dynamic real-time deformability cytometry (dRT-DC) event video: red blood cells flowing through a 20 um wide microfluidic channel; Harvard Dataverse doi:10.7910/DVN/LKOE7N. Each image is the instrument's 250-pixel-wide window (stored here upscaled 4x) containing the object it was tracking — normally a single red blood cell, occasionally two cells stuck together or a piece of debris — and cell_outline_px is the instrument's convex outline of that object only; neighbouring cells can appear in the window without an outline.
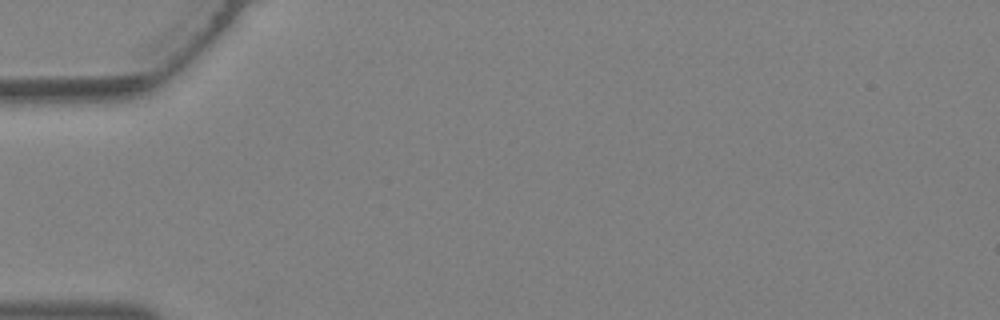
{"species": "Egyptian fruit bat (a non-hibernating species)", "species_latin": "Rousettus aegyptiacus", "temperature_condition": "warm", "stored_images_in_passage": 2, "camera_frame_rate_fps": 3000, "um_per_image_px": 0.085, "animal": {"sex": "female"}, "frame": {"image": 1, "passage_image": 1, "time_ms": 0.0, "image_size_px": [1000, 320], "cell_outline_px": [[388, 300], [380, 300], [372, 296], [360, 288], [296, 220], [308, 220], [336, 240], [388, 296]], "centroid_in_image_um": [29.26, 22.14], "position_along_channel_um": 55.7, "area_um2": 11.04}}